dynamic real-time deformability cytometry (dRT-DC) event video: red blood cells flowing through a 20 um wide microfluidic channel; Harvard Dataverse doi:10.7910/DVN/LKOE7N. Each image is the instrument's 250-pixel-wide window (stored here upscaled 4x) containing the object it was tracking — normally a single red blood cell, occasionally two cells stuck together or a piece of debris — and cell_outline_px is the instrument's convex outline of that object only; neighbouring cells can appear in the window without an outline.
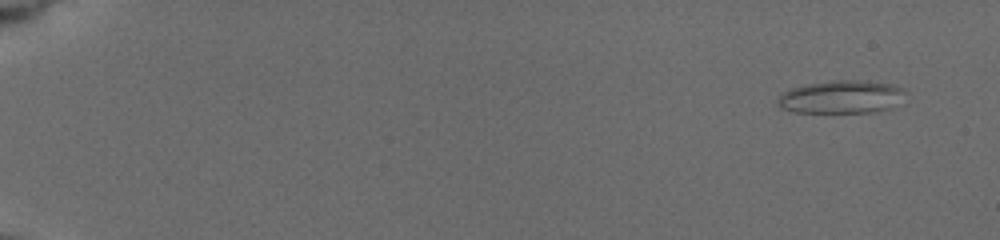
{"species": "common noctule bat (a hibernating species)", "species_latin": "Nyctalus noctula", "temperature_condition": "cold", "stored_images_in_passage": 19, "camera_frame_rate_fps": 3000, "um_per_image_px": 0.085, "animal": {"sex": "female", "body_mass_g": 19.5, "forearm_length_mm": 54.1}, "frame": {"image": 1, "passage_image": 1, "time_ms": 0.0, "image_size_px": [1000, 240], "cell_outline_px": [[908, 92], [888, 108], [876, 112], [796, 112], [780, 108], [776, 104], [776, 100], [780, 92], [804, 84], [828, 80], [860, 80], [892, 84], [904, 88]], "centroid_in_image_um": [71.44, 8.22], "position_along_channel_um": 13.6, "area_um2": 24.74}}
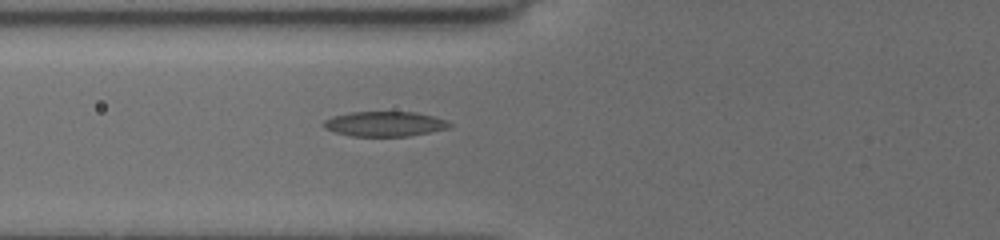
{"frame": {"image": 2, "passage_image": 11, "time_ms": 6.667, "image_size_px": [1000, 240], "cell_outline_px": [[452, 124], [448, 128], [408, 136], [352, 136], [336, 132], [324, 128], [324, 120], [332, 116], [352, 112], [412, 112], [432, 116], [448, 120]], "centroid_in_image_um": [32.69, 10.53], "position_along_channel_um": 93.1, "area_um2": 18.09}}
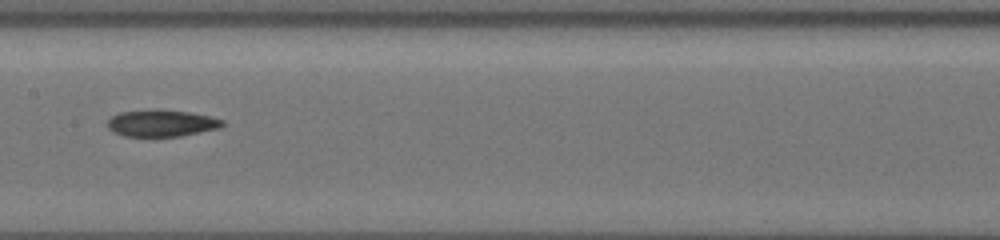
{"frame": {"image": 3, "passage_image": 17, "time_ms": 9.333, "image_size_px": [1000, 240], "cell_outline_px": [[224, 124], [220, 128], [180, 136], [124, 136], [108, 128], [108, 120], [112, 116], [120, 112], [148, 108], [160, 108], [188, 112], [208, 116], [224, 120]], "centroid_in_image_um": [13.72, 10.44], "position_along_channel_um": 193.7, "area_um2": 18.09}}